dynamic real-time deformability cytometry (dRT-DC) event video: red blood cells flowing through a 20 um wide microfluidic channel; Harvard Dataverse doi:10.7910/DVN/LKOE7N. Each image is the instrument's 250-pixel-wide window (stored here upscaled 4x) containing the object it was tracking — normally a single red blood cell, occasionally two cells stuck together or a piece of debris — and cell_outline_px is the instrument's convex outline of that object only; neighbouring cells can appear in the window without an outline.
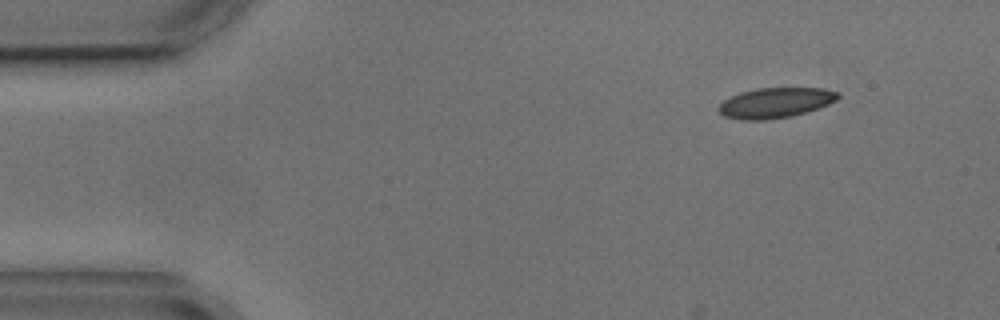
{"species": "common noctule bat (a hibernating species)", "species_latin": "Nyctalus noctula", "temperature_condition": "cold", "stored_images_in_passage": 5, "camera_frame_rate_fps": 3000, "um_per_image_px": 0.085, "animal": {"sex": "male", "body_mass_g": 17.9, "forearm_length_mm": 54.2}, "frame": {"image": 1, "passage_image": 1, "time_ms": 0.0, "image_size_px": [1000, 320], "cell_outline_px": [[840, 96], [836, 100], [828, 104], [792, 116], [764, 120], [740, 120], [724, 116], [716, 108], [724, 100], [740, 92], [756, 88], [824, 88], [840, 92]], "centroid_in_image_um": [65.89, 8.73], "position_along_channel_um": 19.1, "area_um2": 20.98}}
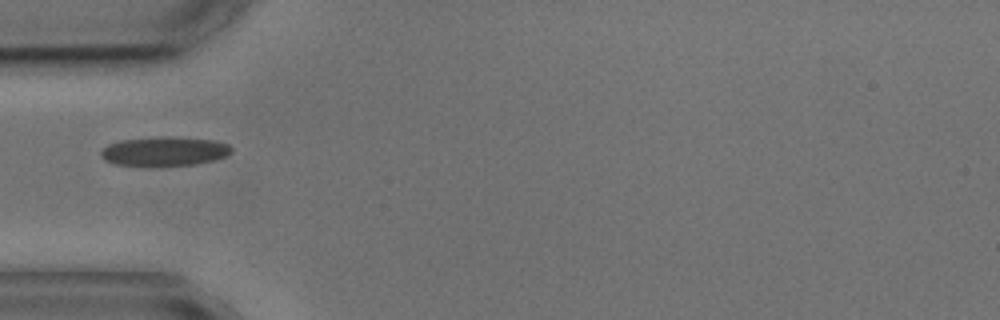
{"frame": {"image": 2, "passage_image": 4, "time_ms": 3.667, "image_size_px": [1000, 320], "cell_outline_px": [[232, 152], [228, 156], [196, 164], [116, 164], [104, 160], [100, 156], [100, 152], [108, 144], [120, 140], [156, 136], [168, 136], [216, 140], [228, 144], [232, 148]], "centroid_in_image_um": [14.0, 12.82], "position_along_channel_um": 71.0, "area_um2": 21.91}}